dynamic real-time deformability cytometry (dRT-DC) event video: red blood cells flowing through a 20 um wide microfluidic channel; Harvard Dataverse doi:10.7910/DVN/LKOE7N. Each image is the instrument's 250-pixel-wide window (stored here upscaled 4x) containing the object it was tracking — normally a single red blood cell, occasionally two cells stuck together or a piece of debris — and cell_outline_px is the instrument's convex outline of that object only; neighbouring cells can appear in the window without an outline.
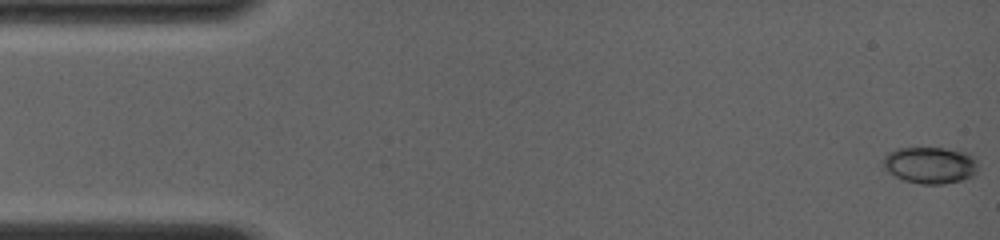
{"species": "common noctule bat (a hibernating species)", "species_latin": "Nyctalus noctula", "temperature_condition": "room temperature", "stored_images_in_passage": 33, "camera_frame_rate_fps": 4000, "um_per_image_px": 0.085, "animal": {"sex": "female", "body_mass_g": 19.0, "forearm_length_mm": 56.7}, "frame": {"image": 1, "passage_image": 1, "time_ms": 0.0, "image_size_px": [1000, 240], "cell_outline_px": [[976, 176], [944, 184], [920, 184], [904, 180], [888, 172], [884, 168], [884, 156], [888, 152], [896, 148], [944, 148], [972, 152], [976, 160]], "centroid_in_image_um": [79.1, 14.02], "position_along_channel_um": 5.9, "area_um2": 20.52}}
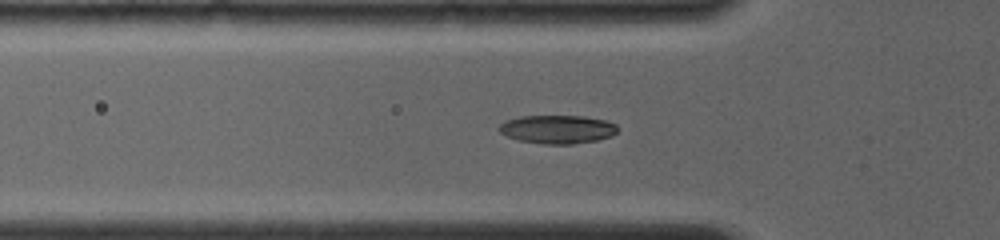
{"frame": {"image": 2, "passage_image": 28, "time_ms": 5.0, "image_size_px": [1000, 240], "cell_outline_px": [[616, 132], [612, 136], [596, 140], [572, 144], [544, 144], [520, 140], [508, 136], [500, 132], [496, 128], [504, 120], [520, 116], [584, 116], [604, 120], [616, 124]], "centroid_in_image_um": [47.35, 10.98], "position_along_channel_um": 78.5, "area_um2": 19.59}}
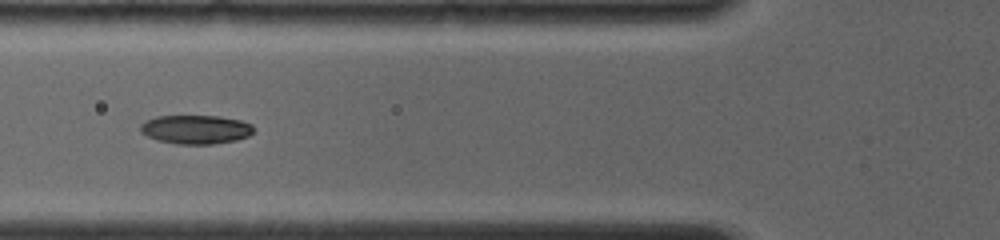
{"frame": {"image": 3, "passage_image": 32, "time_ms": 5.75, "image_size_px": [1000, 240], "cell_outline_px": [[252, 132], [248, 136], [236, 140], [212, 144], [176, 144], [156, 140], [140, 132], [140, 124], [144, 120], [156, 116], [220, 116], [240, 120], [252, 124]], "centroid_in_image_um": [16.59, 11.0], "position_along_channel_um": 109.2, "area_um2": 19.13}}